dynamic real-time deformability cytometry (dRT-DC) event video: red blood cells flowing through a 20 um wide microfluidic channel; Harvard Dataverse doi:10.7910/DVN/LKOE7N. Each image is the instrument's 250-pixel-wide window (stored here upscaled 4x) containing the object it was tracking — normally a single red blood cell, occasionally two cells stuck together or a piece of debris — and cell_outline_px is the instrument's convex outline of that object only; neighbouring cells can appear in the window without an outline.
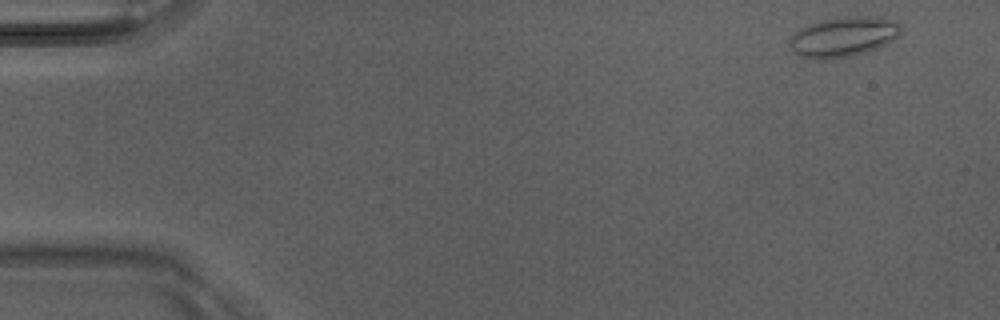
{"species": "Egyptian fruit bat (a non-hibernating species)", "species_latin": "Rousettus aegyptiacus", "temperature_condition": "room temperature", "stored_images_in_passage": 6, "camera_frame_rate_fps": 3000, "um_per_image_px": 0.085, "animal": {"sex": "male"}, "frame": {"image": 1, "passage_image": 1, "time_ms": 0.0, "image_size_px": [1000, 320], "cell_outline_px": [[904, 28], [892, 40], [868, 52], [852, 56], [832, 60], [816, 60], [800, 56], [792, 52], [788, 44], [788, 40], [800, 28], [808, 24], [836, 16], [876, 16], [896, 20]], "centroid_in_image_um": [71.66, 3.13], "position_along_channel_um": 13.3, "area_um2": 26.59}}